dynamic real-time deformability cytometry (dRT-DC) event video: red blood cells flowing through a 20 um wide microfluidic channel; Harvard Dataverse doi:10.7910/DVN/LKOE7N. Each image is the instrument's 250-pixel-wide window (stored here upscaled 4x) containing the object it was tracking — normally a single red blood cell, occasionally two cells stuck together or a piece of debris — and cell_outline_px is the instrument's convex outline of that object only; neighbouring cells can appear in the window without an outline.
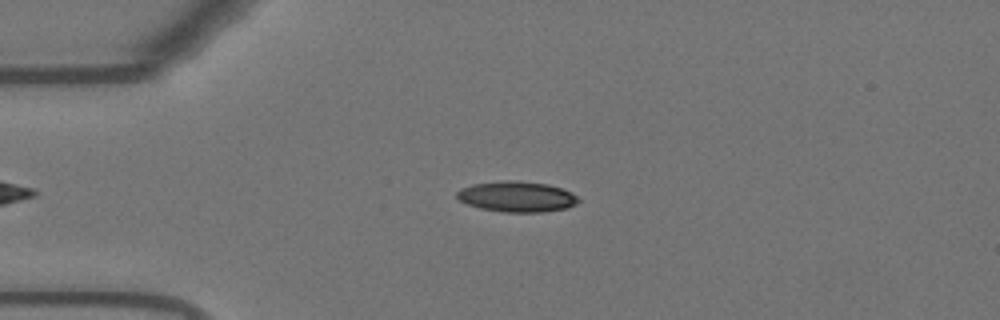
{"species": "Egyptian fruit bat (a non-hibernating species)", "species_latin": "Rousettus aegyptiacus", "temperature_condition": "warm", "stored_images_in_passage": 48, "camera_frame_rate_fps": 3000, "um_per_image_px": 0.085, "animal": {"sex": "female"}, "frame": {"image": 1, "passage_image": 11, "time_ms": 3.333, "image_size_px": [1000, 320], "cell_outline_px": [[580, 200], [576, 204], [568, 208], [544, 212], [504, 212], [480, 208], [468, 204], [460, 200], [456, 196], [456, 192], [460, 188], [472, 184], [504, 180], [516, 180], [548, 184], [560, 188], [576, 196]], "centroid_in_image_um": [43.91, 16.71], "position_along_channel_um": 41.1, "area_um2": 21.68}}
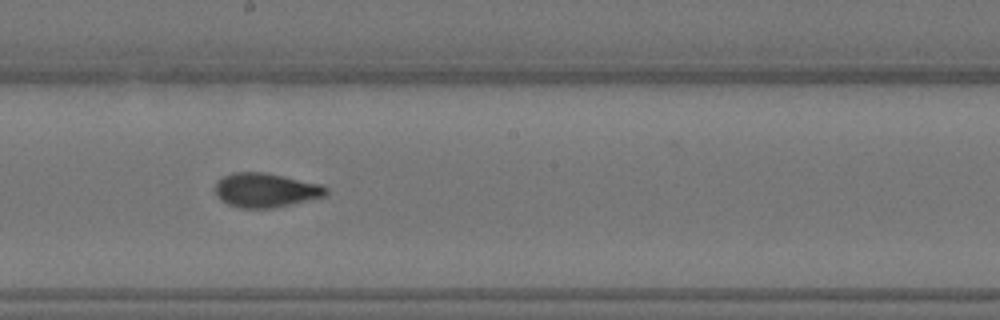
{"frame": {"image": 2, "passage_image": 28, "time_ms": 9.0, "image_size_px": [1000, 320], "cell_outline_px": [[328, 192], [324, 196], [272, 208], [240, 208], [228, 204], [220, 200], [216, 196], [216, 180], [232, 172], [264, 172], [324, 184], [328, 188]], "centroid_in_image_um": [22.57, 16.15], "position_along_channel_um": 225.6, "area_um2": 22.2}}
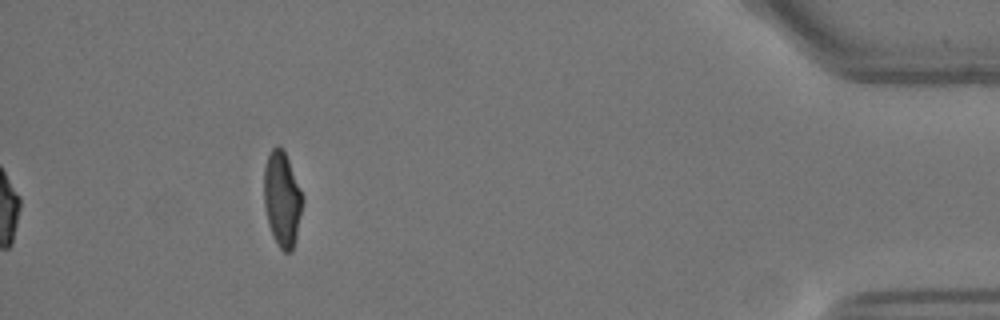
{"frame": {"image": 3, "passage_image": 48, "time_ms": 15.667, "image_size_px": [1000, 320], "cell_outline_px": [[304, 200], [296, 236], [292, 252], [284, 252], [280, 248], [272, 236], [268, 224], [264, 204], [264, 168], [268, 156], [272, 148], [276, 144], [280, 144], [284, 148], [304, 196]], "centroid_in_image_um": [23.99, 16.88], "position_along_channel_um": 411.2, "area_um2": 21.73}, "authors_computed_cell_mechanics": {"area_um2": 21.4727, "velocity_mm_per_s": 3.6971, "shape_relaxation_time_tau1_ms": 4.9805, "shape_relaxation_time_tau2_ms": 1.8099, "deformation_change_tau1": 0.1843, "deformation_change_tau2": 0.0763}}